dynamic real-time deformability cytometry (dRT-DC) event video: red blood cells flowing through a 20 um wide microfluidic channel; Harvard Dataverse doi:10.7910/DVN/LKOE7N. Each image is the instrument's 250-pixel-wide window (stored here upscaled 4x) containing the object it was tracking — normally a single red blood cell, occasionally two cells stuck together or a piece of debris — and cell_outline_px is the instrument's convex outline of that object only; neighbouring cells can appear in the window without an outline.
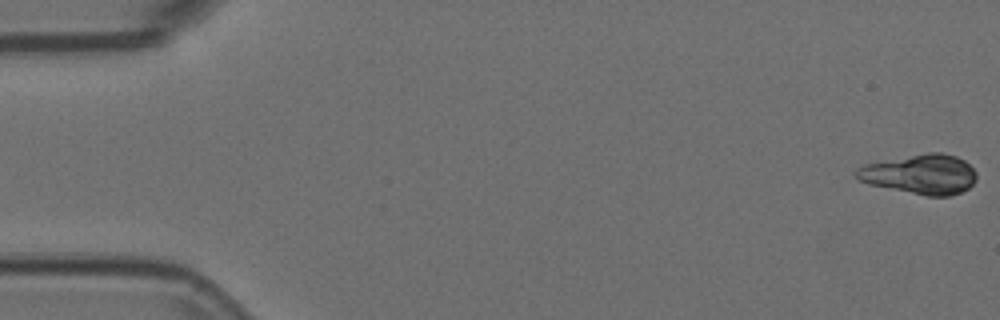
{"species": "Egyptian fruit bat (a non-hibernating species)", "species_latin": "Rousettus aegyptiacus", "temperature_condition": "room temperature", "stored_images_in_passage": 7, "camera_frame_rate_fps": 3000, "um_per_image_px": 0.085, "animal": {"sex": "female"}, "frame": {"image": 1, "passage_image": 1, "time_ms": 0.0, "image_size_px": [1000, 320], "cell_outline_px": [[976, 180], [968, 188], [960, 192], [948, 196], [928, 196], [868, 184], [860, 180], [852, 172], [856, 168], [864, 164], [928, 152], [940, 152], [956, 156], [964, 160], [976, 172]], "centroid_in_image_um": [78.21, 14.8], "position_along_channel_um": 6.8, "area_um2": 27.74}}